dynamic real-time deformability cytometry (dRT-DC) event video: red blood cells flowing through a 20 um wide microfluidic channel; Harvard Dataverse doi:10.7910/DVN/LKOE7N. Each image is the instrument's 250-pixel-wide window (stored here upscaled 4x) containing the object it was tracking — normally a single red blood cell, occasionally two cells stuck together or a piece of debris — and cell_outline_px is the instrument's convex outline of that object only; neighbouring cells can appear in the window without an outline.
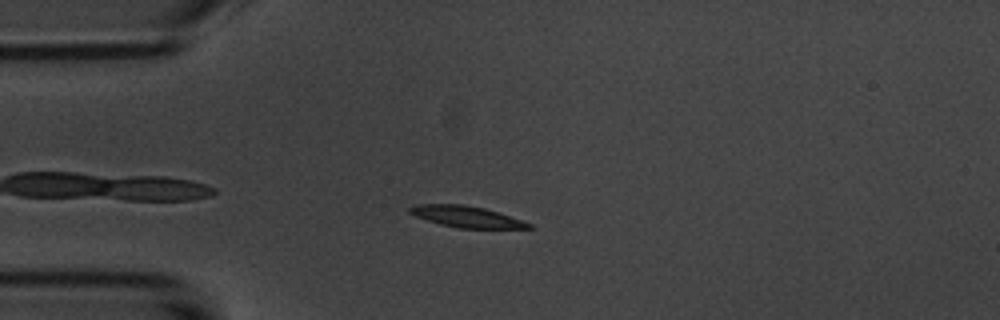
{"species": "common noctule bat (a hibernating species)", "species_latin": "Nyctalus noctula", "temperature_condition": "room temperature", "stored_images_in_passage": 4, "camera_frame_rate_fps": 3000, "um_per_image_px": 0.085, "animal": {"sex": "male", "body_mass_g": 20.1, "forearm_length_mm": 53.5}, "frame": {"image": 1, "passage_image": 4, "time_ms": 3.333, "image_size_px": [1000, 320], "cell_outline_px": [[536, 228], [456, 228], [440, 224], [416, 216], [408, 212], [408, 208], [412, 204], [464, 204], [484, 208], [532, 224]], "centroid_in_image_um": [39.59, 18.41], "position_along_channel_um": 45.4, "area_um2": 14.62}}